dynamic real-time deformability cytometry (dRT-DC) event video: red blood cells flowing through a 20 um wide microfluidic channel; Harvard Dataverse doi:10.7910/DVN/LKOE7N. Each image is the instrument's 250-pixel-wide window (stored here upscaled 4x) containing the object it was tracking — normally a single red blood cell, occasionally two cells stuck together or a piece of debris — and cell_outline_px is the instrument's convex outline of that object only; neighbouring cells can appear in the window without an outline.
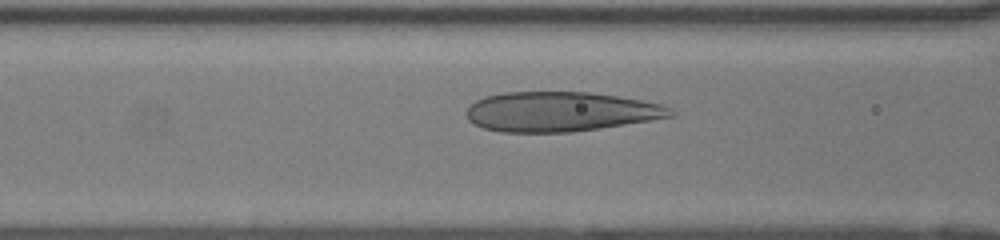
{"species": "human", "species_latin": "Homo sapiens", "temperature_condition": "room temperature", "stored_images_in_passage": 29, "camera_frame_rate_fps": 3000, "um_per_image_px": 0.085, "donor": {"sex": "female"}, "frame": {"image": 1, "passage_image": 6, "time_ms": 1.667, "image_size_px": [1000, 240], "cell_outline_px": [[676, 116], [600, 128], [572, 132], [500, 132], [484, 128], [468, 120], [468, 108], [476, 100], [484, 96], [504, 92], [588, 92], [616, 96], [640, 100], [660, 104], [672, 108], [676, 112]], "centroid_in_image_um": [47.66, 9.49], "position_along_channel_um": 118.9, "area_um2": 47.11}}
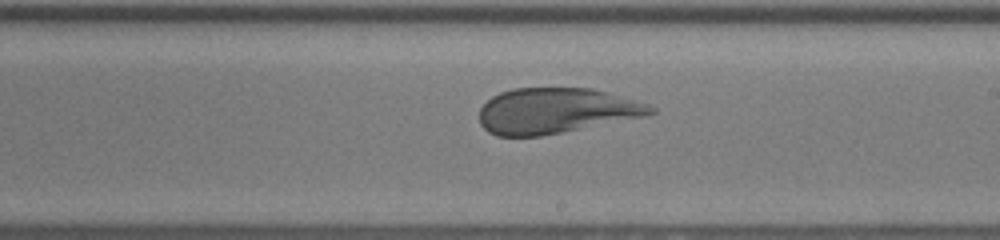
{"frame": {"image": 2, "passage_image": 15, "time_ms": 4.667, "image_size_px": [1000, 240], "cell_outline_px": [[656, 112], [648, 116], [540, 136], [496, 136], [488, 132], [480, 124], [480, 108], [492, 96], [500, 92], [512, 88], [592, 88], [648, 104], [656, 108]], "centroid_in_image_um": [47.25, 9.41], "position_along_channel_um": 241.8, "area_um2": 45.37}}
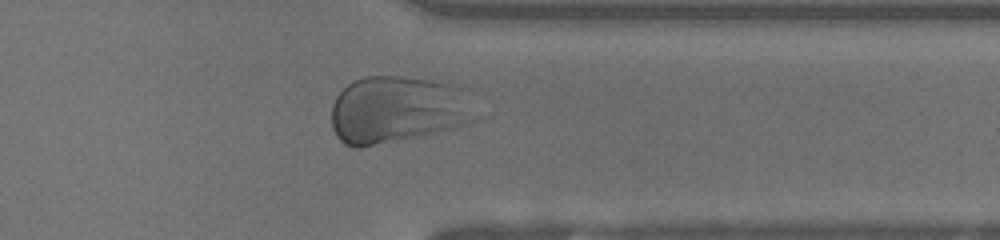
{"frame": {"image": 3, "passage_image": 25, "time_ms": 8.0, "image_size_px": [1000, 240], "cell_outline_px": [[480, 120], [468, 124], [452, 128], [416, 136], [360, 148], [352, 148], [344, 144], [336, 136], [332, 128], [332, 104], [336, 96], [352, 80], [364, 76], [400, 76], [428, 80], [452, 84], [460, 88], [480, 116]], "centroid_in_image_um": [33.77, 9.33], "position_along_channel_um": 377.6, "area_um2": 56.53}}